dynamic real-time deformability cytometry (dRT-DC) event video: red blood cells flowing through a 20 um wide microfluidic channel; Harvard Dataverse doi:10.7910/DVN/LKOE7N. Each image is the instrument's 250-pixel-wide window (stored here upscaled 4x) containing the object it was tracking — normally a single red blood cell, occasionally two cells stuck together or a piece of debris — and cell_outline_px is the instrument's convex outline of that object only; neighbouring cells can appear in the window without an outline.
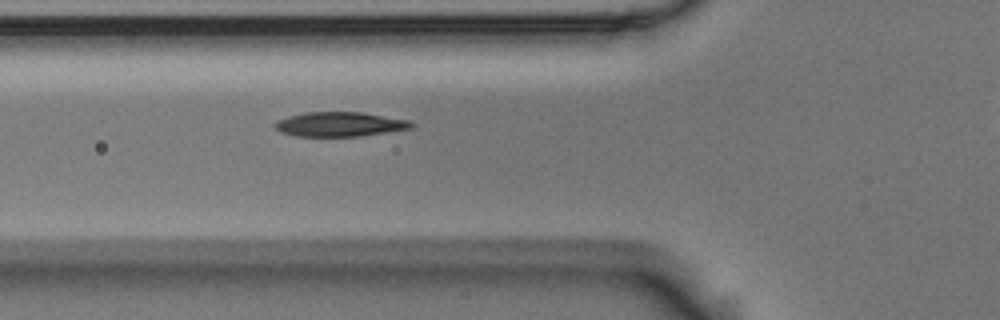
{"species": "Egyptian fruit bat (a non-hibernating species)", "species_latin": "Rousettus aegyptiacus", "temperature_condition": "room temperature", "stored_images_in_passage": 2, "camera_frame_rate_fps": 3000, "um_per_image_px": 0.085, "animal": {"sex": "male"}, "frame": {"image": 1, "passage_image": 2, "time_ms": 0.333, "image_size_px": [1000, 320], "cell_outline_px": [[416, 124], [412, 128], [360, 136], [296, 136], [280, 132], [272, 124], [276, 120], [288, 116], [304, 112], [364, 112], [408, 120]], "centroid_in_image_um": [28.86, 10.55], "position_along_channel_um": 96.9, "area_um2": 19.59}}